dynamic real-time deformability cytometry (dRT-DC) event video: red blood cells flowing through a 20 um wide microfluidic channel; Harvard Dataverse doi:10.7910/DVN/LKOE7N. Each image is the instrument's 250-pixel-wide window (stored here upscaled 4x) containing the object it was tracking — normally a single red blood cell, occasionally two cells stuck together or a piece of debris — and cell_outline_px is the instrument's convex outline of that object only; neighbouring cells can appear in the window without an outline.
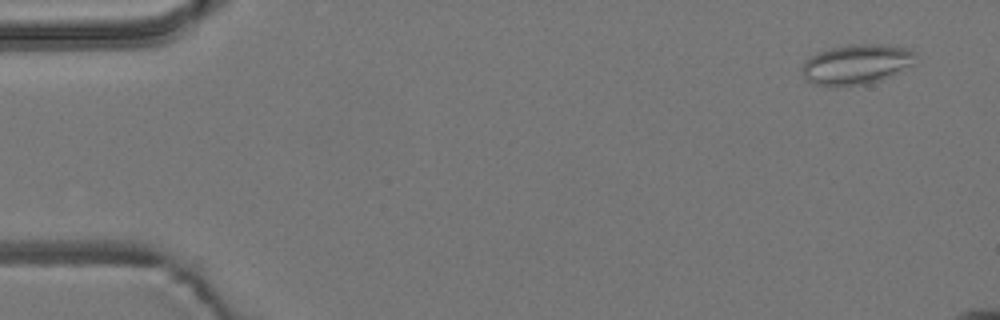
{"species": "common noctule bat (a hibernating species)", "species_latin": "Nyctalus noctula", "temperature_condition": "room temperature", "stored_images_in_passage": 13, "camera_frame_rate_fps": 3000, "um_per_image_px": 0.085, "animal": {"sex": "male", "body_mass_g": 19.2, "forearm_length_mm": 51.8}, "frame": {"image": 1, "passage_image": 3, "time_ms": 0.667, "image_size_px": [1000, 320], "cell_outline_px": [[916, 64], [892, 76], [880, 80], [864, 84], [832, 88], [812, 84], [804, 76], [804, 64], [816, 52], [828, 48], [848, 44], [888, 44], [908, 48], [916, 52]], "centroid_in_image_um": [72.86, 5.47], "position_along_channel_um": 12.1, "area_um2": 27.05}}